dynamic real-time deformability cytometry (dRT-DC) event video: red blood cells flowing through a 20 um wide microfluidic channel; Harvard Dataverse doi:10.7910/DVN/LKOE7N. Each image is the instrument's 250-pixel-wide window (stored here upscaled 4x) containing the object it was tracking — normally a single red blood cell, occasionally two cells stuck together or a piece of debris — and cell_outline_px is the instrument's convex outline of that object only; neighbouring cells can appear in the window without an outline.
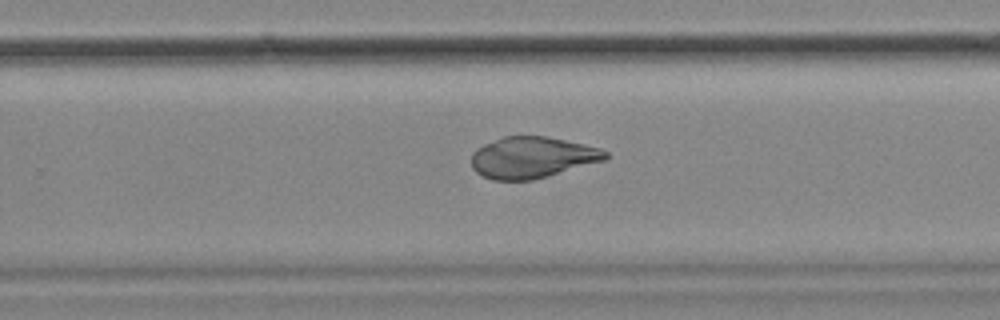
{"species": "common noctule bat (a hibernating species)", "species_latin": "Nyctalus noctula", "temperature_condition": "cold", "stored_images_in_passage": 48, "camera_frame_rate_fps": 3000, "um_per_image_px": 0.085, "animal": {"sex": "female", "body_mass_g": 18.4}, "frame": {"image": 1, "passage_image": 28, "time_ms": 9.0, "image_size_px": [1000, 320], "cell_outline_px": [[608, 156], [604, 160], [532, 180], [492, 180], [476, 172], [472, 168], [472, 152], [476, 148], [484, 144], [504, 136], [548, 136], [584, 144], [600, 148], [608, 152]], "centroid_in_image_um": [45.21, 13.37], "position_along_channel_um": 284.6, "area_um2": 32.08}}